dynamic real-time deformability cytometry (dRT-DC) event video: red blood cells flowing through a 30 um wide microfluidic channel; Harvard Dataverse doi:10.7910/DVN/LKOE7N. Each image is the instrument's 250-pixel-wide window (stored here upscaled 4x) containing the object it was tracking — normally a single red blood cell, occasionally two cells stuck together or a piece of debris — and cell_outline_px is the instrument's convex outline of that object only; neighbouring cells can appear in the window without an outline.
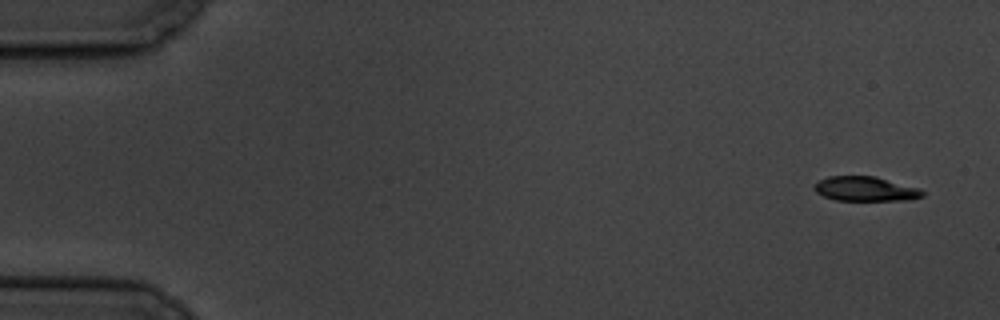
{"species": "common noctule bat (a hibernating species)", "species_latin": "Nyctalus noctula", "temperature_condition": "cold", "stored_images_in_passage": 6, "camera_frame_rate_fps": 3000, "um_per_image_px": 0.085, "animal": {"sex": "male", "body_mass_g": 19.5, "forearm_length_mm": 54.6}, "frame": {"image": 1, "passage_image": 1, "time_ms": 0.0, "image_size_px": [1000, 320], "cell_outline_px": [[924, 196], [908, 200], [836, 200], [824, 196], [816, 192], [812, 188], [812, 184], [828, 176], [876, 176], [920, 188], [924, 192]], "centroid_in_image_um": [73.55, 16.05], "position_along_channel_um": 11.4, "area_um2": 15.61}}
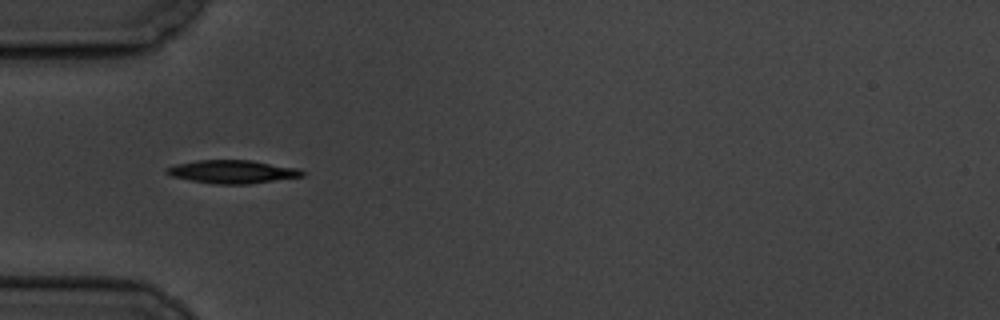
{"frame": {"image": 2, "passage_image": 5, "time_ms": 5.333, "image_size_px": [1000, 320], "cell_outline_px": [[308, 172], [304, 176], [248, 184], [216, 184], [192, 180], [172, 176], [164, 172], [164, 168], [176, 164], [196, 160], [252, 160], [300, 168]], "centroid_in_image_um": [19.8, 14.58], "position_along_channel_um": 65.2, "area_um2": 18.5}}
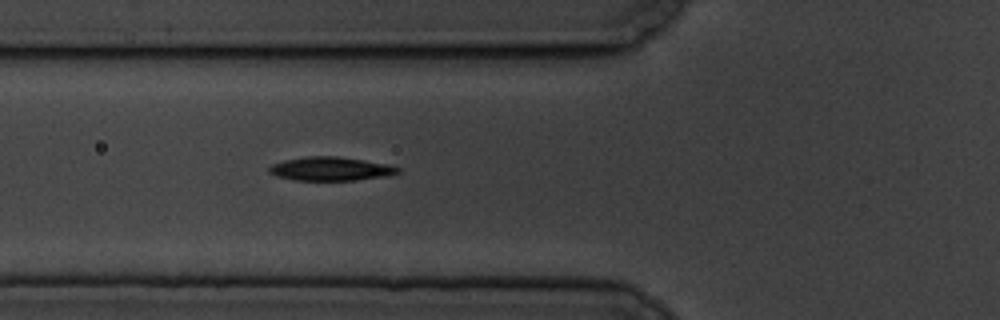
{"frame": {"image": 3, "passage_image": 6, "time_ms": 6.333, "image_size_px": [1000, 320], "cell_outline_px": [[400, 172], [388, 176], [356, 180], [296, 180], [276, 176], [268, 172], [268, 168], [272, 164], [284, 160], [304, 156], [336, 156], [364, 160], [388, 164], [400, 168]], "centroid_in_image_um": [28.1, 14.34], "position_along_channel_um": 97.7, "area_um2": 17.86}}